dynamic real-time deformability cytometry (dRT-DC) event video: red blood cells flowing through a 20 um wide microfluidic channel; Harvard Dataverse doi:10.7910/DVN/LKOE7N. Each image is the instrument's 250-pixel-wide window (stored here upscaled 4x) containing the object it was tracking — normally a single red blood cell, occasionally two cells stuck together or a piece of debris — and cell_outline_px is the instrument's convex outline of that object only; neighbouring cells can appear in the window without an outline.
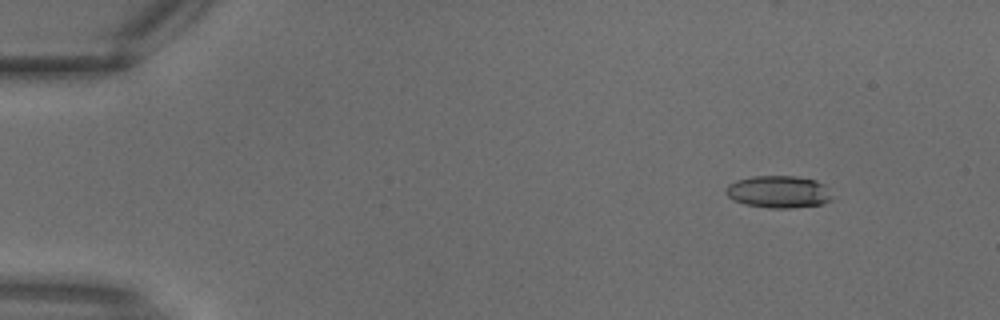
{"species": "common noctule bat (a hibernating species)", "species_latin": "Nyctalus noctula", "temperature_condition": "warm", "stored_images_in_passage": 4, "camera_frame_rate_fps": 3000, "um_per_image_px": 0.085, "animal": {"sex": "male", "body_mass_g": 18.8}, "frame": {"image": 1, "passage_image": 2, "time_ms": 0.333, "image_size_px": [1000, 320], "cell_outline_px": [[832, 200], [820, 204], [792, 208], [768, 208], [744, 204], [728, 196], [724, 192], [724, 188], [728, 184], [736, 180], [752, 176], [796, 176], [816, 180], [824, 184], [832, 196]], "centroid_in_image_um": [66.16, 16.3], "position_along_channel_um": 18.8, "area_um2": 20.06}}
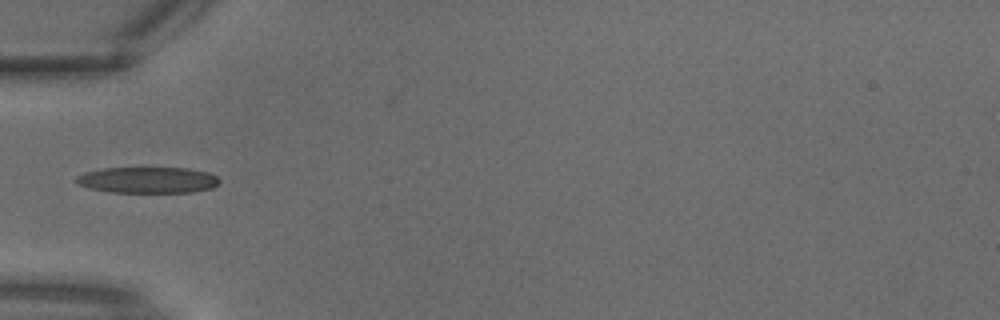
{"frame": {"image": 2, "passage_image": 4, "time_ms": 1.0, "image_size_px": [1000, 320], "cell_outline_px": [[220, 180], [212, 188], [192, 192], [108, 192], [76, 184], [72, 180], [76, 176], [84, 172], [104, 168], [188, 168], [208, 172], [216, 176]], "centroid_in_image_um": [12.51, 15.3], "position_along_channel_um": 72.5, "area_um2": 21.85}}